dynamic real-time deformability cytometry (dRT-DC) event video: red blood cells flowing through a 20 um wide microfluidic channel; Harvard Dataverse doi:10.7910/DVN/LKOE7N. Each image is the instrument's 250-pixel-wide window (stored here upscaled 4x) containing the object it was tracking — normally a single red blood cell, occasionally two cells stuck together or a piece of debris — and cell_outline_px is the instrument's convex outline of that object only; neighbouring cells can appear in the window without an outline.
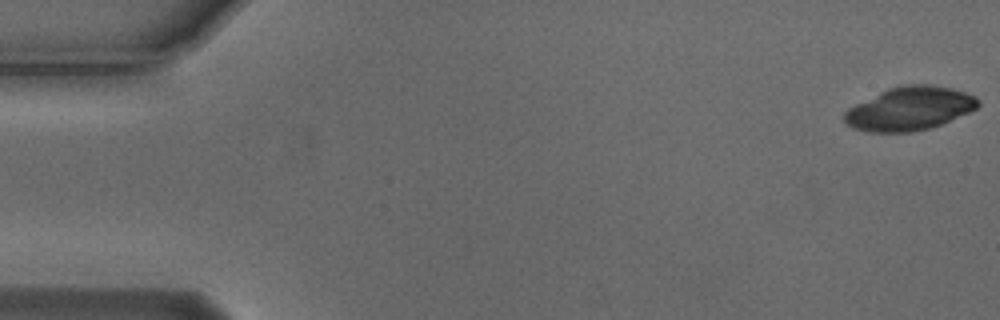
{"species": "Egyptian fruit bat (a non-hibernating species)", "species_latin": "Rousettus aegyptiacus", "temperature_condition": "cold", "stored_images_in_passage": 11, "camera_frame_rate_fps": 3000, "um_per_image_px": 0.085, "animal": {"sex": "male"}, "frame": {"image": 1, "passage_image": 1, "time_ms": 0.0, "image_size_px": [1000, 320], "cell_outline_px": [[980, 104], [976, 108], [968, 112], [940, 124], [928, 128], [912, 132], [868, 132], [852, 128], [844, 120], [844, 112], [848, 108], [888, 88], [900, 84], [928, 84], [952, 88], [976, 96], [980, 100]], "centroid_in_image_um": [77.31, 9.22], "position_along_channel_um": 7.7, "area_um2": 33.76}}